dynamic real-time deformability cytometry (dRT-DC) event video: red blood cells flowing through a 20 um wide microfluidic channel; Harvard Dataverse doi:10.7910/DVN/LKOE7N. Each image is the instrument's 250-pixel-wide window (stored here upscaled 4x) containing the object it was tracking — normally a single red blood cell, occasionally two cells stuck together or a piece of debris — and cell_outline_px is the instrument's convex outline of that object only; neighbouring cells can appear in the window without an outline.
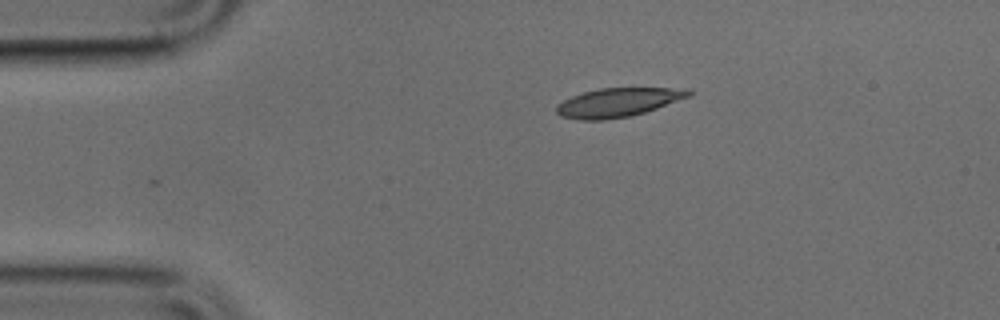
{"species": "common noctule bat (a hibernating species)", "species_latin": "Nyctalus noctula", "temperature_condition": "cold", "stored_images_in_passage": 40, "camera_frame_rate_fps": 3000, "um_per_image_px": 0.085, "animal": {"sex": "male", "body_mass_g": 17.9, "forearm_length_mm": 54.2}, "frame": {"image": 1, "passage_image": 1, "time_ms": 0.0, "image_size_px": [1000, 320], "cell_outline_px": [[692, 96], [644, 112], [628, 116], [604, 120], [580, 120], [560, 116], [556, 112], [556, 104], [572, 96], [584, 92], [600, 88], [688, 88], [692, 92]], "centroid_in_image_um": [52.53, 8.7], "position_along_channel_um": 32.5, "area_um2": 22.2}}
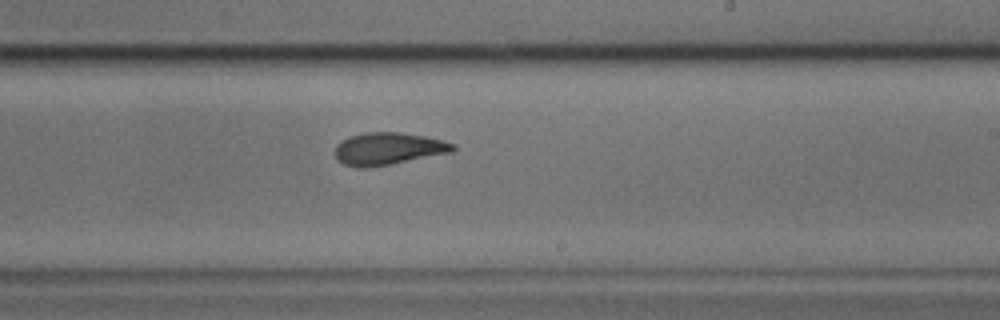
{"frame": {"image": 2, "passage_image": 21, "time_ms": 6.667, "image_size_px": [1000, 320], "cell_outline_px": [[456, 148], [452, 152], [392, 164], [368, 168], [356, 168], [344, 164], [336, 160], [336, 144], [340, 140], [348, 136], [364, 132], [400, 132], [424, 136], [444, 140], [456, 144]], "centroid_in_image_um": [32.98, 12.64], "position_along_channel_um": 256.0, "area_um2": 22.54}}
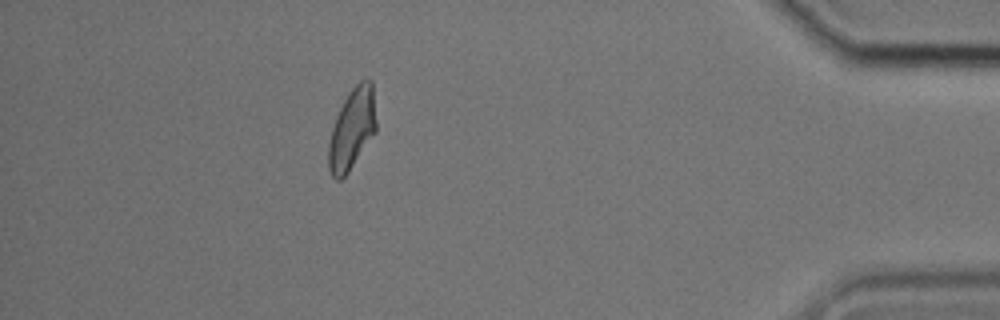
{"frame": {"image": 3, "passage_image": 36, "time_ms": 11.667, "image_size_px": [1000, 320], "cell_outline_px": [[376, 132], [348, 172], [340, 180], [336, 180], [332, 176], [328, 168], [328, 144], [332, 128], [336, 116], [348, 92], [360, 80], [372, 80], [376, 120]], "centroid_in_image_um": [29.92, 10.97], "position_along_channel_um": 405.3, "area_um2": 22.48}}